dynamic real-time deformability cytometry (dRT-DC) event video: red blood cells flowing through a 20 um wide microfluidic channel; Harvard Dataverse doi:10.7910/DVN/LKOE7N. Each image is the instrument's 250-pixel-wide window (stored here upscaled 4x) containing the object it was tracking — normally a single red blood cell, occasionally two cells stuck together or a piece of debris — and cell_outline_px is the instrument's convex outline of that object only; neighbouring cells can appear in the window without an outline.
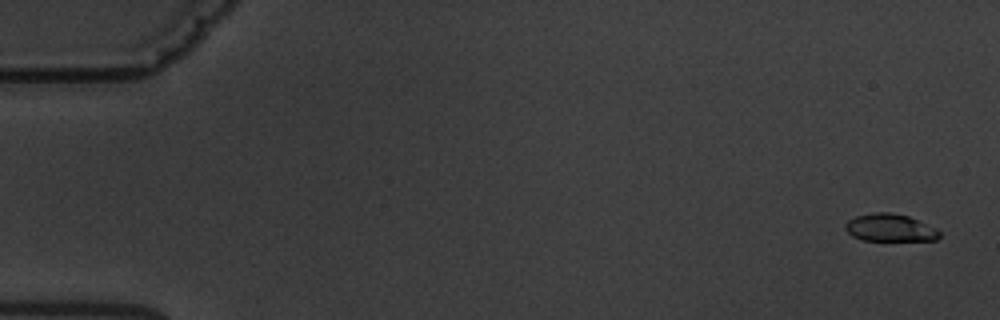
{"species": "common noctule bat (a hibernating species)", "species_latin": "Nyctalus noctula", "temperature_condition": "warm", "stored_images_in_passage": 9, "camera_frame_rate_fps": 3000, "um_per_image_px": 0.085, "animal": {"sex": "male", "body_mass_g": 19.5, "forearm_length_mm": 54.6}, "frame": {"image": 1, "passage_image": 1, "time_ms": 0.0, "image_size_px": [1000, 320], "cell_outline_px": [[940, 236], [936, 240], [864, 240], [852, 236], [844, 228], [844, 224], [848, 220], [856, 216], [876, 212], [888, 212], [908, 216], [936, 228], [940, 232]], "centroid_in_image_um": [75.63, 19.36], "position_along_channel_um": 9.4, "area_um2": 14.97}}
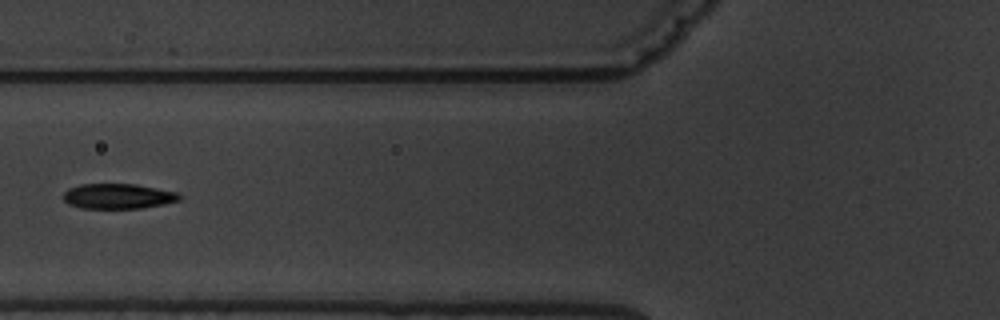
{"frame": {"image": 2, "passage_image": 7, "time_ms": 7.0, "image_size_px": [1000, 320], "cell_outline_px": [[184, 196], [180, 200], [164, 204], [140, 208], [84, 208], [68, 204], [64, 200], [64, 192], [68, 188], [80, 184], [136, 184], [176, 192]], "centroid_in_image_um": [10.05, 16.67], "position_along_channel_um": 115.8, "area_um2": 16.99}}
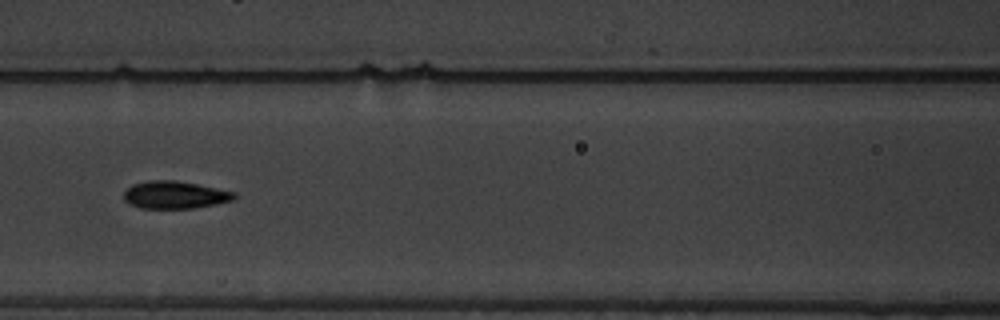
{"frame": {"image": 3, "passage_image": 8, "time_ms": 8.0, "image_size_px": [1000, 320], "cell_outline_px": [[236, 200], [216, 204], [192, 208], [140, 208], [128, 204], [124, 200], [124, 192], [132, 184], [148, 180], [176, 180], [236, 192]], "centroid_in_image_um": [14.86, 16.56], "position_along_channel_um": 151.7, "area_um2": 17.8}}